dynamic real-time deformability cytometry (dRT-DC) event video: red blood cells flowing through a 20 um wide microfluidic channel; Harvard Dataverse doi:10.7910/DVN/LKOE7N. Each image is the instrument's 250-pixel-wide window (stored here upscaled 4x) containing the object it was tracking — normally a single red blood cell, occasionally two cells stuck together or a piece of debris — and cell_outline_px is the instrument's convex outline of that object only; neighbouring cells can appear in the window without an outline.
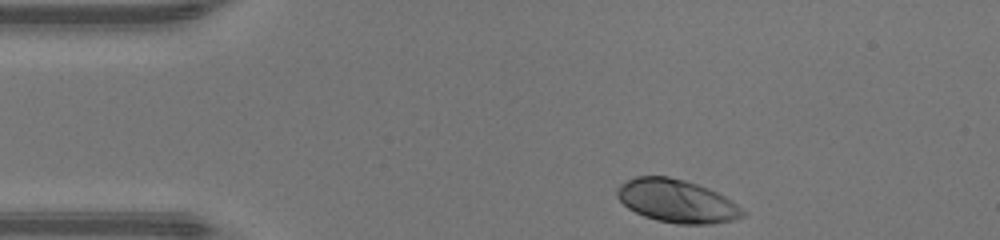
{"species": "human", "species_latin": "Homo sapiens", "temperature_condition": "warm", "stored_images_in_passage": 32, "camera_frame_rate_fps": 3000, "um_per_image_px": 0.085, "donor": {"sex": "male"}, "frame": {"image": 1, "passage_image": 1, "time_ms": 0.0, "image_size_px": [1000, 240], "cell_outline_px": [[744, 216], [732, 220], [708, 224], [676, 224], [656, 220], [644, 216], [628, 208], [616, 196], [616, 188], [620, 184], [636, 176], [668, 176], [684, 180], [708, 188], [732, 200], [744, 212]], "centroid_in_image_um": [57.49, 17.09], "position_along_channel_um": 27.5, "area_um2": 31.33}}
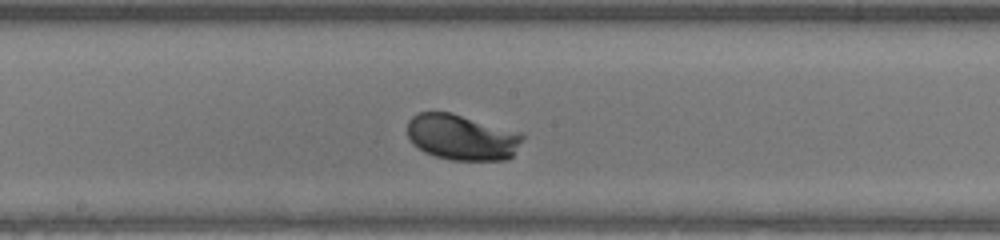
{"frame": {"image": 2, "passage_image": 18, "time_ms": 5.667, "image_size_px": [1000, 240], "cell_outline_px": [[524, 136], [512, 156], [508, 160], [452, 160], [436, 156], [424, 152], [412, 144], [408, 136], [408, 120], [412, 116], [420, 112], [452, 112], [520, 132]], "centroid_in_image_um": [39.24, 11.66], "position_along_channel_um": 209.0, "area_um2": 30.75}}
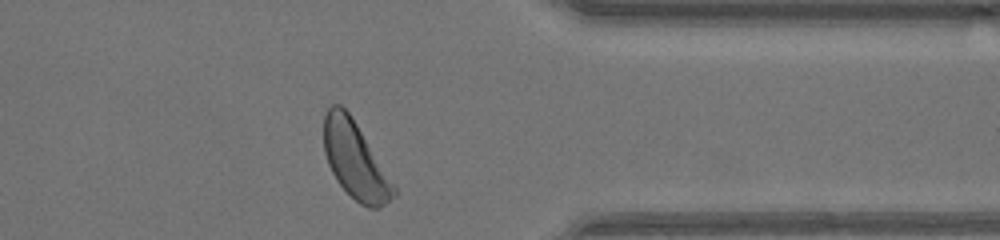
{"frame": {"image": 3, "passage_image": 31, "time_ms": 10.0, "image_size_px": [1000, 240], "cell_outline_px": [[400, 192], [396, 196], [380, 208], [368, 208], [360, 204], [336, 180], [328, 164], [324, 152], [324, 116], [328, 108], [332, 104], [340, 104], [348, 112], [396, 184]], "centroid_in_image_um": [30.23, 13.66], "position_along_channel_um": 381.2, "area_um2": 31.39}, "authors_computed_cell_mechanics": {"area_um2": 30.2583, "velocity_mm_per_s": 4.2591, "shape_relaxation_time_tau1_ms": 1.1501, "shape_relaxation_time_tau2_ms": null, "deformation_change_tau1": 0.1224, "deformation_change_tau2": null}}